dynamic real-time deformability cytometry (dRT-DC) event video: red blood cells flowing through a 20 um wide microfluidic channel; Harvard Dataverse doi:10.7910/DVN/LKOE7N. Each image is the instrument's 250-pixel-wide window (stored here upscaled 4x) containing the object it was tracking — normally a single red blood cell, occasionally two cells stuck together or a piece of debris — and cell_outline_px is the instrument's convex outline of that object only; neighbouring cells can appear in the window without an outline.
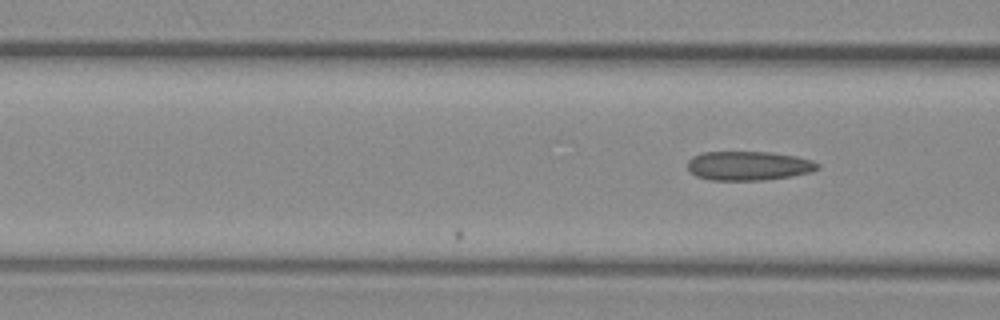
{"species": "common noctule bat (a hibernating species)", "species_latin": "Nyctalus noctula", "temperature_condition": "warm", "stored_images_in_passage": 5, "camera_frame_rate_fps": 3000, "um_per_image_px": 0.085, "animal": {"sex": "female", "body_mass_g": 29.2, "forearm_length_mm": 56.3}, "frame": {"image": 1, "passage_image": 5, "time_ms": 1.333, "image_size_px": [1000, 320], "cell_outline_px": [[820, 168], [808, 172], [788, 176], [760, 180], [708, 180], [696, 176], [688, 168], [688, 160], [692, 156], [704, 152], [768, 152], [796, 156], [812, 160], [820, 164]], "centroid_in_image_um": [63.6, 14.08], "position_along_channel_um": 103.0, "area_um2": 21.91}}